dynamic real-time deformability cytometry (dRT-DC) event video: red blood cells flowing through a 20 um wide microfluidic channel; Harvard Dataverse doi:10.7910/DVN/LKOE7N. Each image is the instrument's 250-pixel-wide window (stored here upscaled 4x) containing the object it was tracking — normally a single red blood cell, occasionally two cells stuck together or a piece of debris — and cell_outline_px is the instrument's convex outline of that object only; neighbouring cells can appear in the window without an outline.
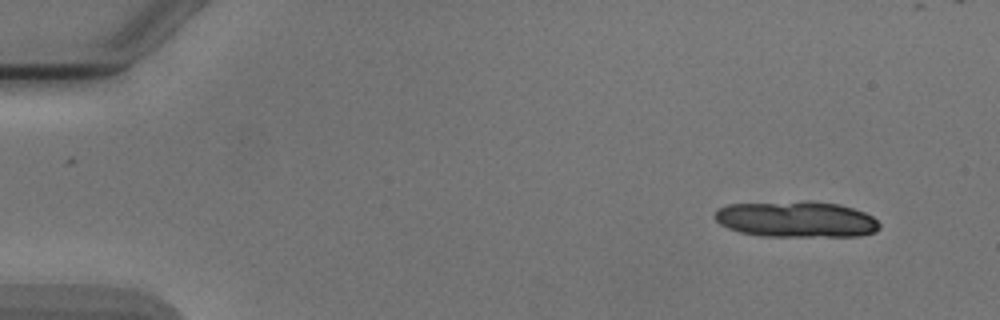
{"species": "Egyptian fruit bat (a non-hibernating species)", "species_latin": "Rousettus aegyptiacus", "temperature_condition": "cold", "stored_images_in_passage": 6, "camera_frame_rate_fps": 3000, "um_per_image_px": 0.085, "animal": {"sex": "male"}, "frame": {"image": 1, "passage_image": 1, "time_ms": 0.0, "image_size_px": [1000, 320], "cell_outline_px": [[880, 228], [876, 232], [856, 236], [764, 236], [740, 232], [728, 228], [720, 224], [716, 220], [716, 208], [728, 204], [800, 200], [812, 200], [840, 204], [864, 212], [872, 216], [880, 224]], "centroid_in_image_um": [67.69, 18.62], "position_along_channel_um": 17.3, "area_um2": 35.03}}